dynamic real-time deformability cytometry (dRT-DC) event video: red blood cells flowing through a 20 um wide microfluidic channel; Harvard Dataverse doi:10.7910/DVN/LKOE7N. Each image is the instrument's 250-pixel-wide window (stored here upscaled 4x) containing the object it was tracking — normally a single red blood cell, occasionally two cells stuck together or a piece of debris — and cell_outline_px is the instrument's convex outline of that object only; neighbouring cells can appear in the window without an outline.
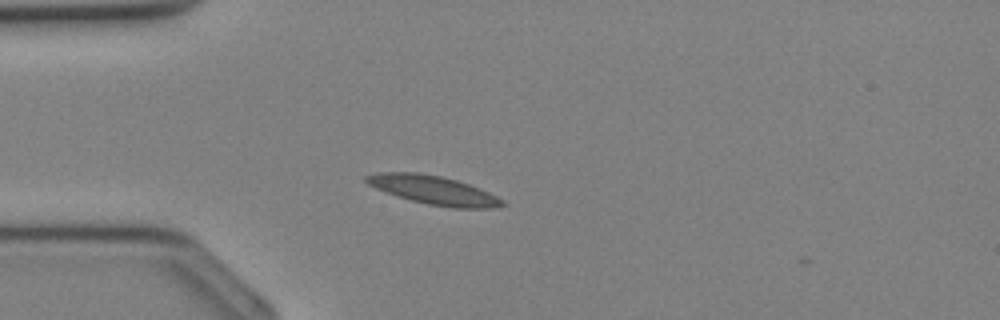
{"species": "Egyptian fruit bat (a non-hibernating species)", "species_latin": "Rousettus aegyptiacus", "temperature_condition": "cold", "stored_images_in_passage": 28, "camera_frame_rate_fps": 3000, "um_per_image_px": 0.085, "animal": {"sex": "female"}, "frame": {"image": 1, "passage_image": 2, "time_ms": 0.333, "image_size_px": [1000, 320], "cell_outline_px": [[508, 204], [496, 208], [452, 208], [428, 204], [412, 200], [376, 188], [368, 184], [364, 180], [364, 176], [376, 172], [420, 172], [440, 176], [456, 180], [480, 188], [504, 200]], "centroid_in_image_um": [36.88, 16.15], "position_along_channel_um": 48.1, "area_um2": 22.66}}
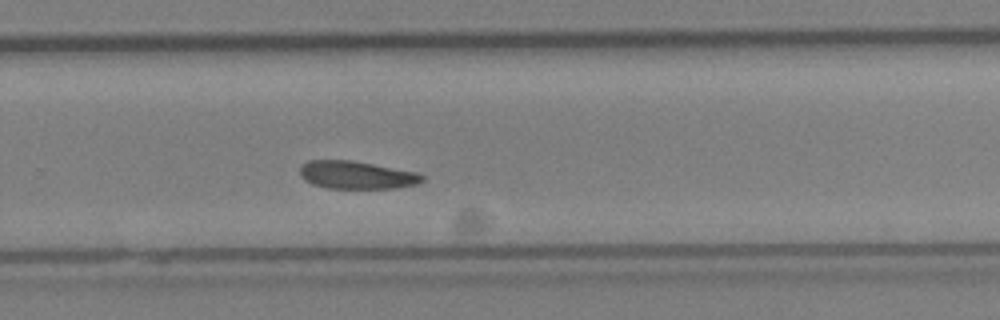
{"frame": {"image": 2, "passage_image": 16, "time_ms": 5.0, "image_size_px": [1000, 320], "cell_outline_px": [[424, 180], [416, 184], [396, 188], [328, 188], [312, 184], [304, 180], [300, 176], [300, 168], [308, 160], [352, 160], [416, 172], [424, 176]], "centroid_in_image_um": [30.29, 14.87], "position_along_channel_um": 299.5, "area_um2": 19.77}}
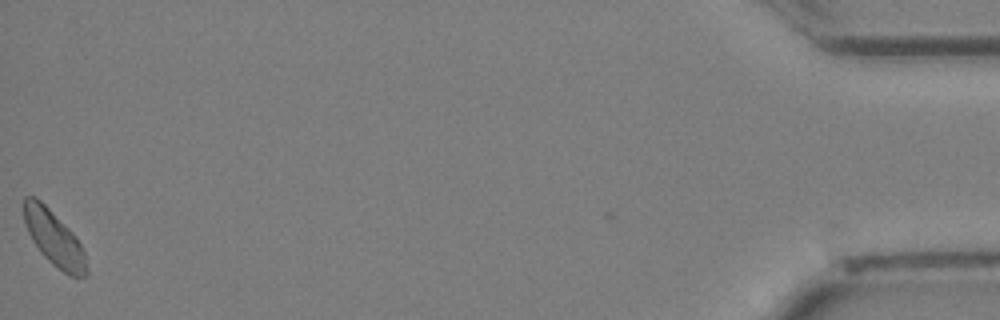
{"frame": {"image": 3, "passage_image": 28, "time_ms": 9.0, "image_size_px": [1000, 320], "cell_outline_px": [[88, 276], [68, 276], [52, 264], [40, 252], [32, 240], [24, 224], [24, 196], [36, 196], [72, 232], [80, 244], [84, 252], [88, 268]], "centroid_in_image_um": [4.59, 20.28], "position_along_channel_um": 430.6, "area_um2": 20.0}}